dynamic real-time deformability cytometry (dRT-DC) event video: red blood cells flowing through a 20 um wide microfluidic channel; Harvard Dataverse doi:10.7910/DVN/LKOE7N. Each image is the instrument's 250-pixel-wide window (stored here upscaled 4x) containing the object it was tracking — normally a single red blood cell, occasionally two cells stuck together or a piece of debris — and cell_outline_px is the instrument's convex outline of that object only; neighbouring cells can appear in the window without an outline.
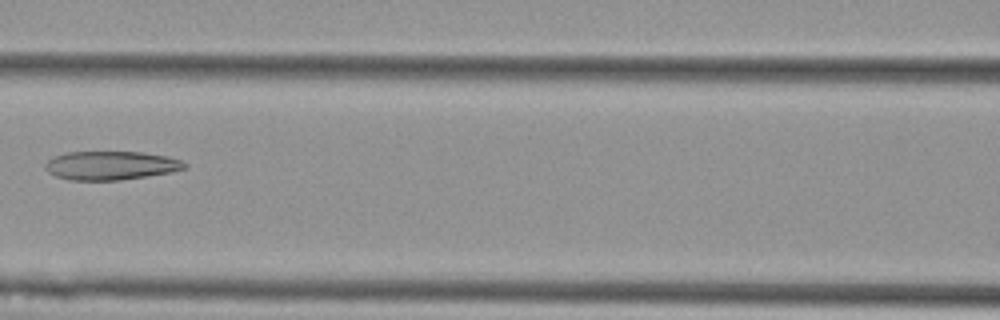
{"species": "Egyptian fruit bat (a non-hibernating species)", "species_latin": "Rousettus aegyptiacus", "temperature_condition": "cold", "stored_images_in_passage": 3, "camera_frame_rate_fps": 3000, "um_per_image_px": 0.085, "animal": {"sex": "female"}, "frame": {"image": 1, "passage_image": 3, "time_ms": 0.667, "image_size_px": [1000, 320], "cell_outline_px": [[188, 168], [172, 172], [120, 180], [68, 180], [56, 176], [48, 172], [44, 168], [44, 164], [52, 156], [68, 152], [144, 152], [168, 156], [180, 160], [188, 164]], "centroid_in_image_um": [9.43, 14.06], "position_along_channel_um": 157.2, "area_um2": 23.52}}